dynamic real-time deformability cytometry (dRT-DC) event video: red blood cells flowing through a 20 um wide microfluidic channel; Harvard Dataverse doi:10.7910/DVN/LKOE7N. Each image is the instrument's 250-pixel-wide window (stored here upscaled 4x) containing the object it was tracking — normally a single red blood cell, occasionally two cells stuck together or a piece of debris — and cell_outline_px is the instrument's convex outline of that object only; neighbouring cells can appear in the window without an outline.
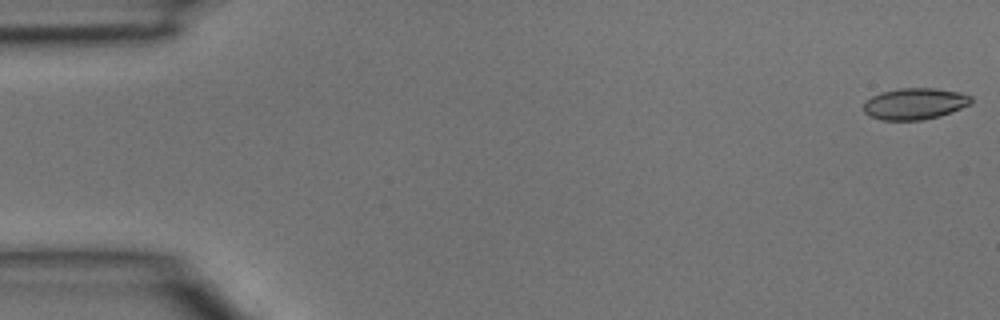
{"species": "common noctule bat (a hibernating species)", "species_latin": "Nyctalus noctula", "temperature_condition": "room temperature", "stored_images_in_passage": 4, "camera_frame_rate_fps": 3000, "um_per_image_px": 0.085, "animal": {"sex": "male", "body_mass_g": 15.6}, "frame": {"image": 1, "passage_image": 1, "time_ms": 0.0, "image_size_px": [1000, 320], "cell_outline_px": [[972, 100], [968, 104], [960, 108], [940, 116], [920, 120], [880, 120], [864, 112], [864, 100], [880, 92], [900, 88], [936, 88], [960, 92], [972, 96]], "centroid_in_image_um": [77.73, 8.81], "position_along_channel_um": 7.3, "area_um2": 19.65}}
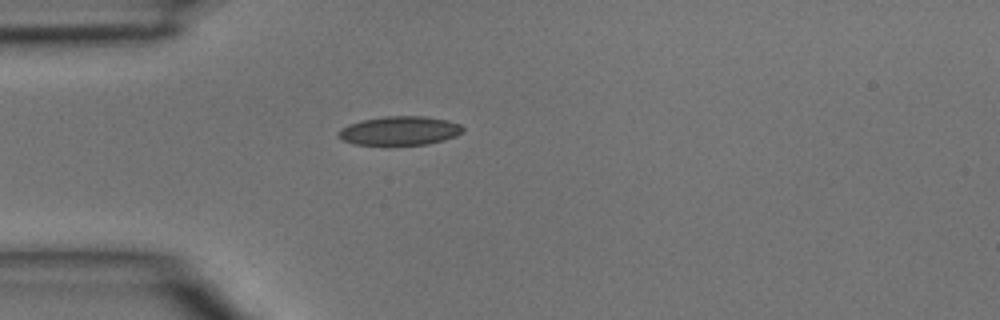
{"frame": {"image": 2, "passage_image": 4, "time_ms": 1.0, "image_size_px": [1000, 320], "cell_outline_px": [[464, 132], [456, 136], [444, 140], [428, 144], [384, 148], [352, 144], [336, 136], [336, 132], [340, 128], [348, 124], [364, 120], [384, 116], [424, 116], [448, 120], [460, 124], [464, 128]], "centroid_in_image_um": [33.93, 11.16], "position_along_channel_um": 51.1, "area_um2": 22.08}}